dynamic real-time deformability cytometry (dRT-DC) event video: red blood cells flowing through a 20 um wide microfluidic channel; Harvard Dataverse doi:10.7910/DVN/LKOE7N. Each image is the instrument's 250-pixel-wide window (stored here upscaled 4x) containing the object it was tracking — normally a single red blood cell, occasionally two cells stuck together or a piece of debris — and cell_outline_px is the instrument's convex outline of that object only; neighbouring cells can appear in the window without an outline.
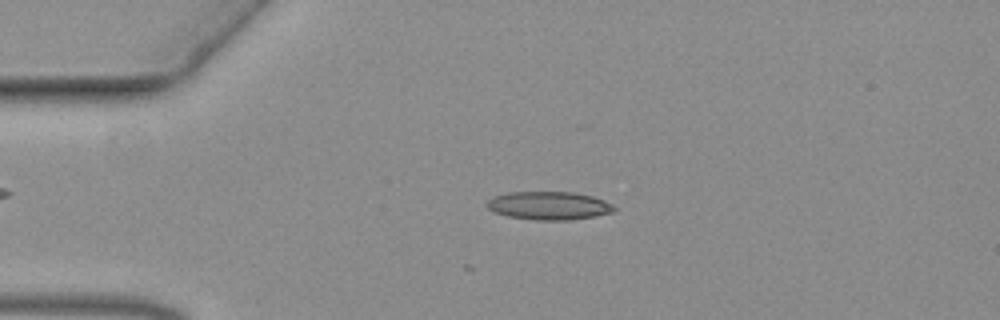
{"species": "common noctule bat (a hibernating species)", "species_latin": "Nyctalus noctula", "temperature_condition": "warm", "stored_images_in_passage": 3, "camera_frame_rate_fps": 3000, "um_per_image_px": 0.085, "animal": {"sex": "female", "body_mass_g": 19.3, "forearm_length_mm": 54.1}, "frame": {"image": 1, "passage_image": 3, "time_ms": 0.667, "image_size_px": [1000, 320], "cell_outline_px": [[616, 208], [612, 212], [596, 216], [568, 220], [536, 220], [508, 216], [496, 212], [488, 208], [484, 204], [488, 200], [496, 196], [508, 192], [572, 192], [592, 196], [604, 200], [612, 204]], "centroid_in_image_um": [46.66, 17.48], "position_along_channel_um": 38.3, "area_um2": 20.81}}